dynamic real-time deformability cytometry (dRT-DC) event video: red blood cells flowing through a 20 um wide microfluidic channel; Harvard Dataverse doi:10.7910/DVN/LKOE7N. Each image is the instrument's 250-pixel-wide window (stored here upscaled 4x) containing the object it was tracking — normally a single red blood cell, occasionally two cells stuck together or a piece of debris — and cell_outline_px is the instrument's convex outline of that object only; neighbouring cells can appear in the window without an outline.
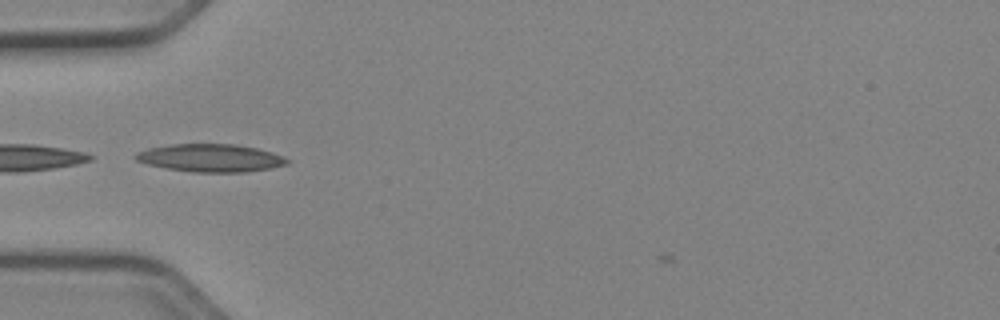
{"species": "Egyptian fruit bat (a non-hibernating species)", "species_latin": "Rousettus aegyptiacus", "temperature_condition": "cold", "stored_images_in_passage": 15, "camera_frame_rate_fps": 3000, "um_per_image_px": 0.085, "animal": {"sex": "female"}, "frame": {"image": 1, "passage_image": 1, "time_ms": 0.0, "image_size_px": [1000, 320], "cell_outline_px": [[292, 160], [288, 164], [268, 168], [244, 172], [192, 172], [168, 168], [148, 164], [136, 160], [132, 156], [136, 152], [148, 148], [172, 144], [236, 144], [256, 148], [272, 152], [284, 156]], "centroid_in_image_um": [17.91, 13.42], "position_along_channel_um": 67.1, "area_um2": 24.57}}